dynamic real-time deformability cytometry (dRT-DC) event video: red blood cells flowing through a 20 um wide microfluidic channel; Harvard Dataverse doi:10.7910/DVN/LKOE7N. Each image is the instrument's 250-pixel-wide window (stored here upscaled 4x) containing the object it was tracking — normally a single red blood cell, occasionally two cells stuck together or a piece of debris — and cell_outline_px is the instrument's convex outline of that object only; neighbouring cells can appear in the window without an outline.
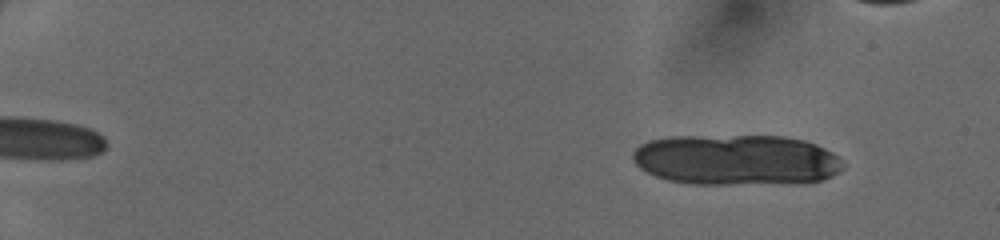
{"species": "human", "species_latin": "Homo sapiens", "temperature_condition": "cold", "stored_images_in_passage": 16, "camera_frame_rate_fps": 3000, "um_per_image_px": 0.085, "donor": {"sex": "female"}, "frame": {"image": 1, "passage_image": 3, "time_ms": 0.667, "image_size_px": [1000, 240], "cell_outline_px": [[844, 168], [840, 172], [824, 180], [808, 184], [692, 184], [668, 180], [656, 176], [640, 168], [632, 160], [632, 152], [640, 144], [648, 140], [668, 136], [784, 136], [804, 140], [816, 144], [832, 152], [844, 164]], "centroid_in_image_um": [62.62, 13.6], "position_along_channel_um": 22.4, "area_um2": 63.12}}